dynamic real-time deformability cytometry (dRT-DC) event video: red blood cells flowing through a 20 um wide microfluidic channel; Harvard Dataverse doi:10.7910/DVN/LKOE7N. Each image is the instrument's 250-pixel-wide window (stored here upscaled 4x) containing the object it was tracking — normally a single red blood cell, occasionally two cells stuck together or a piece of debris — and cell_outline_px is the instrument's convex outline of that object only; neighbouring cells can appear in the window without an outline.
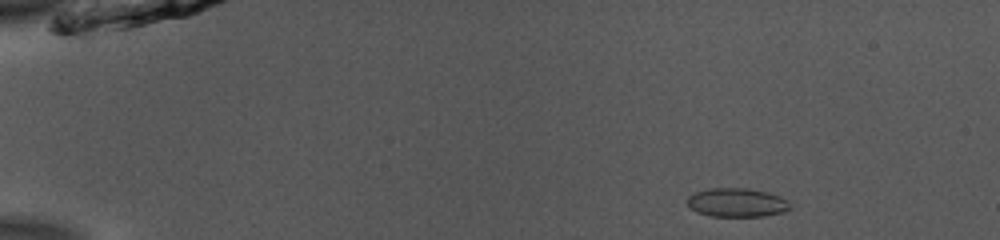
{"species": "common noctule bat (a hibernating species)", "species_latin": "Nyctalus noctula", "temperature_condition": "room temperature", "stored_images_in_passage": 10, "segment_of_instrument_passage": [1, 2], "camera_frame_rate_fps": 3000, "um_per_image_px": 0.085, "animal": {"sex": "male", "body_mass_g": 13.0, "forearm_length_mm": 53.1}, "frame": {"image": 1, "passage_image": 1, "time_ms": 0.0, "image_size_px": [1000, 240], "cell_outline_px": [[788, 208], [784, 212], [764, 216], [708, 216], [696, 212], [688, 208], [688, 196], [696, 192], [708, 188], [748, 188], [768, 192], [780, 196], [788, 204]], "centroid_in_image_um": [62.57, 17.22], "position_along_channel_um": 22.4, "area_um2": 17.22}}